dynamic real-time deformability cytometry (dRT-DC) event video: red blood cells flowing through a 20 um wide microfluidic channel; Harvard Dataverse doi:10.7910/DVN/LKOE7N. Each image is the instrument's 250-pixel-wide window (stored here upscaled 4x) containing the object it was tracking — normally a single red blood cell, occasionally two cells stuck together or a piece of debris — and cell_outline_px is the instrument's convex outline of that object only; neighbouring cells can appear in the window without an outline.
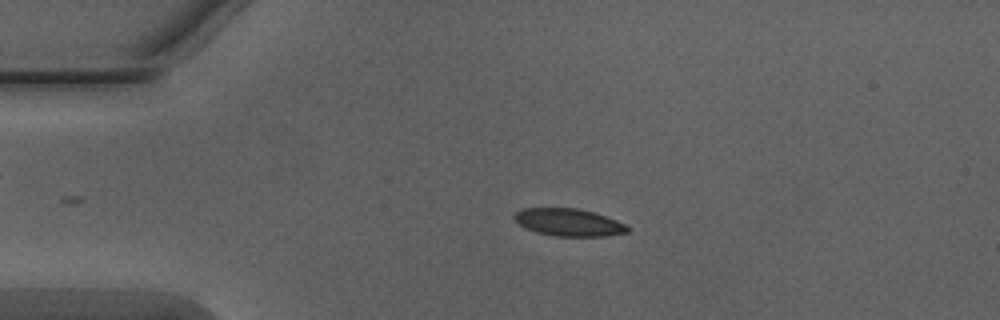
{"species": "Egyptian fruit bat (a non-hibernating species)", "species_latin": "Rousettus aegyptiacus", "temperature_condition": "warm", "stored_images_in_passage": 46, "camera_frame_rate_fps": 3000, "um_per_image_px": 0.085, "animal": {"sex": "male"}, "frame": {"image": 1, "passage_image": 11, "time_ms": 3.333, "image_size_px": [1000, 320], "cell_outline_px": [[628, 232], [604, 236], [556, 236], [536, 232], [524, 228], [512, 216], [516, 212], [524, 208], [576, 208], [592, 212], [616, 220], [624, 224], [628, 228]], "centroid_in_image_um": [48.3, 18.9], "position_along_channel_um": 36.7, "area_um2": 17.86}}
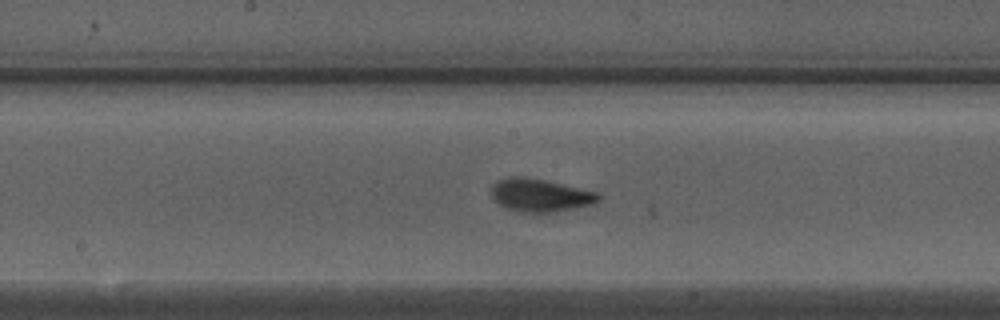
{"frame": {"image": 2, "passage_image": 26, "time_ms": 8.333, "image_size_px": [1000, 320], "cell_outline_px": [[600, 200], [592, 204], [536, 216], [520, 212], [508, 208], [500, 204], [492, 196], [492, 184], [496, 180], [512, 176], [520, 176], [544, 180], [596, 192], [600, 196]], "centroid_in_image_um": [45.88, 16.63], "position_along_channel_um": 202.3, "area_um2": 20.69}}
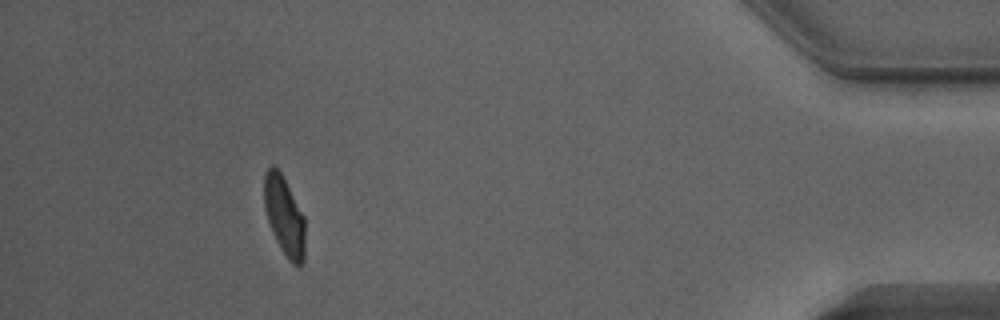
{"frame": {"image": 3, "passage_image": 46, "time_ms": 15.0, "image_size_px": [1000, 320], "cell_outline_px": [[304, 260], [300, 268], [292, 264], [288, 260], [276, 240], [268, 220], [264, 208], [264, 176], [268, 168], [272, 164], [280, 172], [304, 216]], "centroid_in_image_um": [24.17, 18.4], "position_along_channel_um": 411.0, "area_um2": 18.61}, "authors_computed_cell_mechanics": {"area_um2": 18.785, "velocity_mm_per_s": 4.0546, "shape_relaxation_time_tau1_ms": 3.6313, "shape_relaxation_time_tau2_ms": 0.6794, "deformation_change_tau1": 0.1479, "deformation_change_tau2": 0.0612}}